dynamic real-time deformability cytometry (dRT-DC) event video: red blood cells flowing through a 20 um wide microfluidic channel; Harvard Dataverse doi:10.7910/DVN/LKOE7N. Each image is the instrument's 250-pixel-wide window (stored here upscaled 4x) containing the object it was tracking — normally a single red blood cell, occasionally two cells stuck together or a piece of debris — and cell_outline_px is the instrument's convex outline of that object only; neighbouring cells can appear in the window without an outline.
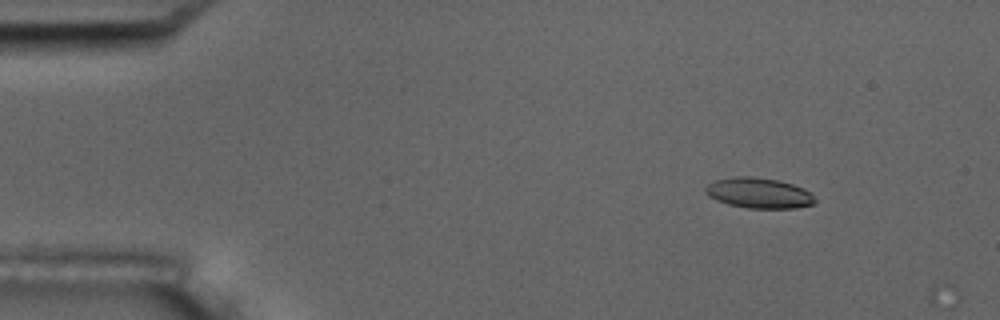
{"species": "common noctule bat (a hibernating species)", "species_latin": "Nyctalus noctula", "temperature_condition": "room temperature", "stored_images_in_passage": 3, "camera_frame_rate_fps": 3000, "um_per_image_px": 0.085, "animal": {"sex": "male", "body_mass_g": 17.5, "forearm_length_mm": 52.3}, "frame": {"image": 1, "passage_image": 2, "time_ms": 1.333, "image_size_px": [1000, 320], "cell_outline_px": [[816, 200], [812, 204], [796, 208], [748, 208], [728, 204], [716, 200], [708, 196], [704, 192], [704, 188], [712, 180], [736, 176], [752, 176], [776, 180], [792, 184], [804, 188], [812, 192]], "centroid_in_image_um": [64.48, 16.4], "position_along_channel_um": 20.5, "area_um2": 19.59}}